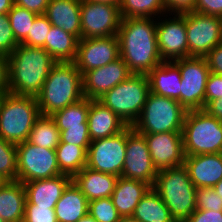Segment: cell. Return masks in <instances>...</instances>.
I'll use <instances>...</instances> for the list:
<instances>
[{
  "instance_id": "cell-34",
  "label": "cell",
  "mask_w": 222,
  "mask_h": 222,
  "mask_svg": "<svg viewBox=\"0 0 222 222\" xmlns=\"http://www.w3.org/2000/svg\"><path fill=\"white\" fill-rule=\"evenodd\" d=\"M7 15L14 36L21 43L28 36L37 14L14 4Z\"/></svg>"
},
{
  "instance_id": "cell-26",
  "label": "cell",
  "mask_w": 222,
  "mask_h": 222,
  "mask_svg": "<svg viewBox=\"0 0 222 222\" xmlns=\"http://www.w3.org/2000/svg\"><path fill=\"white\" fill-rule=\"evenodd\" d=\"M26 202L24 184L7 181L0 188V215L5 222H23Z\"/></svg>"
},
{
  "instance_id": "cell-13",
  "label": "cell",
  "mask_w": 222,
  "mask_h": 222,
  "mask_svg": "<svg viewBox=\"0 0 222 222\" xmlns=\"http://www.w3.org/2000/svg\"><path fill=\"white\" fill-rule=\"evenodd\" d=\"M81 39L117 35L121 15L119 6L81 0Z\"/></svg>"
},
{
  "instance_id": "cell-10",
  "label": "cell",
  "mask_w": 222,
  "mask_h": 222,
  "mask_svg": "<svg viewBox=\"0 0 222 222\" xmlns=\"http://www.w3.org/2000/svg\"><path fill=\"white\" fill-rule=\"evenodd\" d=\"M181 74L179 103L188 110L205 107V87L210 74L205 57L189 56L172 61Z\"/></svg>"
},
{
  "instance_id": "cell-9",
  "label": "cell",
  "mask_w": 222,
  "mask_h": 222,
  "mask_svg": "<svg viewBox=\"0 0 222 222\" xmlns=\"http://www.w3.org/2000/svg\"><path fill=\"white\" fill-rule=\"evenodd\" d=\"M16 150L18 181L26 183L63 174L59 169L54 149L42 148L26 140L17 144Z\"/></svg>"
},
{
  "instance_id": "cell-55",
  "label": "cell",
  "mask_w": 222,
  "mask_h": 222,
  "mask_svg": "<svg viewBox=\"0 0 222 222\" xmlns=\"http://www.w3.org/2000/svg\"><path fill=\"white\" fill-rule=\"evenodd\" d=\"M7 182L5 178L0 175V188Z\"/></svg>"
},
{
  "instance_id": "cell-32",
  "label": "cell",
  "mask_w": 222,
  "mask_h": 222,
  "mask_svg": "<svg viewBox=\"0 0 222 222\" xmlns=\"http://www.w3.org/2000/svg\"><path fill=\"white\" fill-rule=\"evenodd\" d=\"M27 141L42 148L55 150L60 144V131L54 119L41 115L33 125Z\"/></svg>"
},
{
  "instance_id": "cell-14",
  "label": "cell",
  "mask_w": 222,
  "mask_h": 222,
  "mask_svg": "<svg viewBox=\"0 0 222 222\" xmlns=\"http://www.w3.org/2000/svg\"><path fill=\"white\" fill-rule=\"evenodd\" d=\"M157 172L144 135L138 133L132 126H127L126 156L121 176L143 181L153 187Z\"/></svg>"
},
{
  "instance_id": "cell-23",
  "label": "cell",
  "mask_w": 222,
  "mask_h": 222,
  "mask_svg": "<svg viewBox=\"0 0 222 222\" xmlns=\"http://www.w3.org/2000/svg\"><path fill=\"white\" fill-rule=\"evenodd\" d=\"M118 178L116 175L84 167L72 177V181L90 202L96 199L111 197Z\"/></svg>"
},
{
  "instance_id": "cell-24",
  "label": "cell",
  "mask_w": 222,
  "mask_h": 222,
  "mask_svg": "<svg viewBox=\"0 0 222 222\" xmlns=\"http://www.w3.org/2000/svg\"><path fill=\"white\" fill-rule=\"evenodd\" d=\"M151 186L143 181L120 176L111 195L114 206L121 217L132 216L139 201Z\"/></svg>"
},
{
  "instance_id": "cell-11",
  "label": "cell",
  "mask_w": 222,
  "mask_h": 222,
  "mask_svg": "<svg viewBox=\"0 0 222 222\" xmlns=\"http://www.w3.org/2000/svg\"><path fill=\"white\" fill-rule=\"evenodd\" d=\"M127 127L120 133L91 141L86 167L120 177L126 156Z\"/></svg>"
},
{
  "instance_id": "cell-22",
  "label": "cell",
  "mask_w": 222,
  "mask_h": 222,
  "mask_svg": "<svg viewBox=\"0 0 222 222\" xmlns=\"http://www.w3.org/2000/svg\"><path fill=\"white\" fill-rule=\"evenodd\" d=\"M87 123L91 141L114 136L127 127L108 107L91 99Z\"/></svg>"
},
{
  "instance_id": "cell-44",
  "label": "cell",
  "mask_w": 222,
  "mask_h": 222,
  "mask_svg": "<svg viewBox=\"0 0 222 222\" xmlns=\"http://www.w3.org/2000/svg\"><path fill=\"white\" fill-rule=\"evenodd\" d=\"M184 222H222V210L196 209Z\"/></svg>"
},
{
  "instance_id": "cell-48",
  "label": "cell",
  "mask_w": 222,
  "mask_h": 222,
  "mask_svg": "<svg viewBox=\"0 0 222 222\" xmlns=\"http://www.w3.org/2000/svg\"><path fill=\"white\" fill-rule=\"evenodd\" d=\"M8 92V60L0 55V94Z\"/></svg>"
},
{
  "instance_id": "cell-3",
  "label": "cell",
  "mask_w": 222,
  "mask_h": 222,
  "mask_svg": "<svg viewBox=\"0 0 222 222\" xmlns=\"http://www.w3.org/2000/svg\"><path fill=\"white\" fill-rule=\"evenodd\" d=\"M83 98L82 74L73 61L56 62L36 96L40 113L46 116Z\"/></svg>"
},
{
  "instance_id": "cell-25",
  "label": "cell",
  "mask_w": 222,
  "mask_h": 222,
  "mask_svg": "<svg viewBox=\"0 0 222 222\" xmlns=\"http://www.w3.org/2000/svg\"><path fill=\"white\" fill-rule=\"evenodd\" d=\"M150 92L179 102L181 74L171 61H163L148 74Z\"/></svg>"
},
{
  "instance_id": "cell-18",
  "label": "cell",
  "mask_w": 222,
  "mask_h": 222,
  "mask_svg": "<svg viewBox=\"0 0 222 222\" xmlns=\"http://www.w3.org/2000/svg\"><path fill=\"white\" fill-rule=\"evenodd\" d=\"M131 74L121 57L105 66L85 72L82 75L84 98L97 100Z\"/></svg>"
},
{
  "instance_id": "cell-46",
  "label": "cell",
  "mask_w": 222,
  "mask_h": 222,
  "mask_svg": "<svg viewBox=\"0 0 222 222\" xmlns=\"http://www.w3.org/2000/svg\"><path fill=\"white\" fill-rule=\"evenodd\" d=\"M166 6L167 13H185L194 10L196 0H163Z\"/></svg>"
},
{
  "instance_id": "cell-16",
  "label": "cell",
  "mask_w": 222,
  "mask_h": 222,
  "mask_svg": "<svg viewBox=\"0 0 222 222\" xmlns=\"http://www.w3.org/2000/svg\"><path fill=\"white\" fill-rule=\"evenodd\" d=\"M157 46L163 61H175L188 57L186 12L175 13L173 19L156 23Z\"/></svg>"
},
{
  "instance_id": "cell-37",
  "label": "cell",
  "mask_w": 222,
  "mask_h": 222,
  "mask_svg": "<svg viewBox=\"0 0 222 222\" xmlns=\"http://www.w3.org/2000/svg\"><path fill=\"white\" fill-rule=\"evenodd\" d=\"M51 27L52 24L44 14L37 15L28 36L20 44L30 47H44Z\"/></svg>"
},
{
  "instance_id": "cell-54",
  "label": "cell",
  "mask_w": 222,
  "mask_h": 222,
  "mask_svg": "<svg viewBox=\"0 0 222 222\" xmlns=\"http://www.w3.org/2000/svg\"><path fill=\"white\" fill-rule=\"evenodd\" d=\"M119 222H140V221L132 216H127V217H121Z\"/></svg>"
},
{
  "instance_id": "cell-15",
  "label": "cell",
  "mask_w": 222,
  "mask_h": 222,
  "mask_svg": "<svg viewBox=\"0 0 222 222\" xmlns=\"http://www.w3.org/2000/svg\"><path fill=\"white\" fill-rule=\"evenodd\" d=\"M120 58L117 35L80 39L73 61L83 75L85 72L114 62Z\"/></svg>"
},
{
  "instance_id": "cell-7",
  "label": "cell",
  "mask_w": 222,
  "mask_h": 222,
  "mask_svg": "<svg viewBox=\"0 0 222 222\" xmlns=\"http://www.w3.org/2000/svg\"><path fill=\"white\" fill-rule=\"evenodd\" d=\"M149 93L148 76L131 74L97 100L114 112L127 126H132L140 116Z\"/></svg>"
},
{
  "instance_id": "cell-47",
  "label": "cell",
  "mask_w": 222,
  "mask_h": 222,
  "mask_svg": "<svg viewBox=\"0 0 222 222\" xmlns=\"http://www.w3.org/2000/svg\"><path fill=\"white\" fill-rule=\"evenodd\" d=\"M49 0H14V4L37 15L45 14Z\"/></svg>"
},
{
  "instance_id": "cell-8",
  "label": "cell",
  "mask_w": 222,
  "mask_h": 222,
  "mask_svg": "<svg viewBox=\"0 0 222 222\" xmlns=\"http://www.w3.org/2000/svg\"><path fill=\"white\" fill-rule=\"evenodd\" d=\"M186 113L177 100L150 92L132 128L140 134L182 132Z\"/></svg>"
},
{
  "instance_id": "cell-2",
  "label": "cell",
  "mask_w": 222,
  "mask_h": 222,
  "mask_svg": "<svg viewBox=\"0 0 222 222\" xmlns=\"http://www.w3.org/2000/svg\"><path fill=\"white\" fill-rule=\"evenodd\" d=\"M8 92L36 97L56 60L43 47L19 44L7 57Z\"/></svg>"
},
{
  "instance_id": "cell-53",
  "label": "cell",
  "mask_w": 222,
  "mask_h": 222,
  "mask_svg": "<svg viewBox=\"0 0 222 222\" xmlns=\"http://www.w3.org/2000/svg\"><path fill=\"white\" fill-rule=\"evenodd\" d=\"M216 194L222 198V179L213 187Z\"/></svg>"
},
{
  "instance_id": "cell-51",
  "label": "cell",
  "mask_w": 222,
  "mask_h": 222,
  "mask_svg": "<svg viewBox=\"0 0 222 222\" xmlns=\"http://www.w3.org/2000/svg\"><path fill=\"white\" fill-rule=\"evenodd\" d=\"M91 2H97V3H106V4H113L116 6H120L122 0H87Z\"/></svg>"
},
{
  "instance_id": "cell-20",
  "label": "cell",
  "mask_w": 222,
  "mask_h": 222,
  "mask_svg": "<svg viewBox=\"0 0 222 222\" xmlns=\"http://www.w3.org/2000/svg\"><path fill=\"white\" fill-rule=\"evenodd\" d=\"M71 181V176L61 174L49 179L23 183L26 193L25 203H31L38 207H55L64 189Z\"/></svg>"
},
{
  "instance_id": "cell-6",
  "label": "cell",
  "mask_w": 222,
  "mask_h": 222,
  "mask_svg": "<svg viewBox=\"0 0 222 222\" xmlns=\"http://www.w3.org/2000/svg\"><path fill=\"white\" fill-rule=\"evenodd\" d=\"M182 140L185 156L222 153V121L204 109L188 110Z\"/></svg>"
},
{
  "instance_id": "cell-4",
  "label": "cell",
  "mask_w": 222,
  "mask_h": 222,
  "mask_svg": "<svg viewBox=\"0 0 222 222\" xmlns=\"http://www.w3.org/2000/svg\"><path fill=\"white\" fill-rule=\"evenodd\" d=\"M152 188L161 197L176 222H184L196 210L197 188L184 164L159 170Z\"/></svg>"
},
{
  "instance_id": "cell-27",
  "label": "cell",
  "mask_w": 222,
  "mask_h": 222,
  "mask_svg": "<svg viewBox=\"0 0 222 222\" xmlns=\"http://www.w3.org/2000/svg\"><path fill=\"white\" fill-rule=\"evenodd\" d=\"M89 201L71 181L55 205L57 222H77L88 213Z\"/></svg>"
},
{
  "instance_id": "cell-52",
  "label": "cell",
  "mask_w": 222,
  "mask_h": 222,
  "mask_svg": "<svg viewBox=\"0 0 222 222\" xmlns=\"http://www.w3.org/2000/svg\"><path fill=\"white\" fill-rule=\"evenodd\" d=\"M77 222H98V221L94 219L89 213H87L85 216L80 218Z\"/></svg>"
},
{
  "instance_id": "cell-30",
  "label": "cell",
  "mask_w": 222,
  "mask_h": 222,
  "mask_svg": "<svg viewBox=\"0 0 222 222\" xmlns=\"http://www.w3.org/2000/svg\"><path fill=\"white\" fill-rule=\"evenodd\" d=\"M55 152L59 169L63 174L73 177L86 167L87 151L82 146L60 143Z\"/></svg>"
},
{
  "instance_id": "cell-17",
  "label": "cell",
  "mask_w": 222,
  "mask_h": 222,
  "mask_svg": "<svg viewBox=\"0 0 222 222\" xmlns=\"http://www.w3.org/2000/svg\"><path fill=\"white\" fill-rule=\"evenodd\" d=\"M154 167L159 170L184 164L182 132L143 134Z\"/></svg>"
},
{
  "instance_id": "cell-33",
  "label": "cell",
  "mask_w": 222,
  "mask_h": 222,
  "mask_svg": "<svg viewBox=\"0 0 222 222\" xmlns=\"http://www.w3.org/2000/svg\"><path fill=\"white\" fill-rule=\"evenodd\" d=\"M119 10L121 18H151L167 11L163 0H122Z\"/></svg>"
},
{
  "instance_id": "cell-31",
  "label": "cell",
  "mask_w": 222,
  "mask_h": 222,
  "mask_svg": "<svg viewBox=\"0 0 222 222\" xmlns=\"http://www.w3.org/2000/svg\"><path fill=\"white\" fill-rule=\"evenodd\" d=\"M90 99L83 98L80 101L68 105L51 115L56 122L60 132L67 130L68 127H88V113Z\"/></svg>"
},
{
  "instance_id": "cell-40",
  "label": "cell",
  "mask_w": 222,
  "mask_h": 222,
  "mask_svg": "<svg viewBox=\"0 0 222 222\" xmlns=\"http://www.w3.org/2000/svg\"><path fill=\"white\" fill-rule=\"evenodd\" d=\"M54 208L25 203L23 222H57Z\"/></svg>"
},
{
  "instance_id": "cell-12",
  "label": "cell",
  "mask_w": 222,
  "mask_h": 222,
  "mask_svg": "<svg viewBox=\"0 0 222 222\" xmlns=\"http://www.w3.org/2000/svg\"><path fill=\"white\" fill-rule=\"evenodd\" d=\"M188 57H205L222 42V18L194 11L186 12Z\"/></svg>"
},
{
  "instance_id": "cell-42",
  "label": "cell",
  "mask_w": 222,
  "mask_h": 222,
  "mask_svg": "<svg viewBox=\"0 0 222 222\" xmlns=\"http://www.w3.org/2000/svg\"><path fill=\"white\" fill-rule=\"evenodd\" d=\"M222 98V75L210 72L205 87V106L212 100Z\"/></svg>"
},
{
  "instance_id": "cell-36",
  "label": "cell",
  "mask_w": 222,
  "mask_h": 222,
  "mask_svg": "<svg viewBox=\"0 0 222 222\" xmlns=\"http://www.w3.org/2000/svg\"><path fill=\"white\" fill-rule=\"evenodd\" d=\"M88 213L98 222H119L121 218L111 197L90 201Z\"/></svg>"
},
{
  "instance_id": "cell-29",
  "label": "cell",
  "mask_w": 222,
  "mask_h": 222,
  "mask_svg": "<svg viewBox=\"0 0 222 222\" xmlns=\"http://www.w3.org/2000/svg\"><path fill=\"white\" fill-rule=\"evenodd\" d=\"M132 217L140 222H176L158 193L151 187L139 201Z\"/></svg>"
},
{
  "instance_id": "cell-49",
  "label": "cell",
  "mask_w": 222,
  "mask_h": 222,
  "mask_svg": "<svg viewBox=\"0 0 222 222\" xmlns=\"http://www.w3.org/2000/svg\"><path fill=\"white\" fill-rule=\"evenodd\" d=\"M203 109L209 115L222 121V98L210 101Z\"/></svg>"
},
{
  "instance_id": "cell-35",
  "label": "cell",
  "mask_w": 222,
  "mask_h": 222,
  "mask_svg": "<svg viewBox=\"0 0 222 222\" xmlns=\"http://www.w3.org/2000/svg\"><path fill=\"white\" fill-rule=\"evenodd\" d=\"M0 175L7 181L17 180L16 145L0 137Z\"/></svg>"
},
{
  "instance_id": "cell-5",
  "label": "cell",
  "mask_w": 222,
  "mask_h": 222,
  "mask_svg": "<svg viewBox=\"0 0 222 222\" xmlns=\"http://www.w3.org/2000/svg\"><path fill=\"white\" fill-rule=\"evenodd\" d=\"M40 116L36 97L4 93L0 102V137L15 145L28 140Z\"/></svg>"
},
{
  "instance_id": "cell-39",
  "label": "cell",
  "mask_w": 222,
  "mask_h": 222,
  "mask_svg": "<svg viewBox=\"0 0 222 222\" xmlns=\"http://www.w3.org/2000/svg\"><path fill=\"white\" fill-rule=\"evenodd\" d=\"M60 143L82 146L87 151L91 143L88 127H68L60 132Z\"/></svg>"
},
{
  "instance_id": "cell-38",
  "label": "cell",
  "mask_w": 222,
  "mask_h": 222,
  "mask_svg": "<svg viewBox=\"0 0 222 222\" xmlns=\"http://www.w3.org/2000/svg\"><path fill=\"white\" fill-rule=\"evenodd\" d=\"M20 43L11 29L7 14H0V55L8 57Z\"/></svg>"
},
{
  "instance_id": "cell-41",
  "label": "cell",
  "mask_w": 222,
  "mask_h": 222,
  "mask_svg": "<svg viewBox=\"0 0 222 222\" xmlns=\"http://www.w3.org/2000/svg\"><path fill=\"white\" fill-rule=\"evenodd\" d=\"M196 209L222 210V198L213 188L196 189Z\"/></svg>"
},
{
  "instance_id": "cell-28",
  "label": "cell",
  "mask_w": 222,
  "mask_h": 222,
  "mask_svg": "<svg viewBox=\"0 0 222 222\" xmlns=\"http://www.w3.org/2000/svg\"><path fill=\"white\" fill-rule=\"evenodd\" d=\"M79 39L61 28L52 26L43 47L56 62L74 61Z\"/></svg>"
},
{
  "instance_id": "cell-19",
  "label": "cell",
  "mask_w": 222,
  "mask_h": 222,
  "mask_svg": "<svg viewBox=\"0 0 222 222\" xmlns=\"http://www.w3.org/2000/svg\"><path fill=\"white\" fill-rule=\"evenodd\" d=\"M184 165L196 188H213L222 179V153L185 156Z\"/></svg>"
},
{
  "instance_id": "cell-56",
  "label": "cell",
  "mask_w": 222,
  "mask_h": 222,
  "mask_svg": "<svg viewBox=\"0 0 222 222\" xmlns=\"http://www.w3.org/2000/svg\"><path fill=\"white\" fill-rule=\"evenodd\" d=\"M0 222H5V221L2 219L1 215H0Z\"/></svg>"
},
{
  "instance_id": "cell-50",
  "label": "cell",
  "mask_w": 222,
  "mask_h": 222,
  "mask_svg": "<svg viewBox=\"0 0 222 222\" xmlns=\"http://www.w3.org/2000/svg\"><path fill=\"white\" fill-rule=\"evenodd\" d=\"M14 5V0H0V14H7Z\"/></svg>"
},
{
  "instance_id": "cell-43",
  "label": "cell",
  "mask_w": 222,
  "mask_h": 222,
  "mask_svg": "<svg viewBox=\"0 0 222 222\" xmlns=\"http://www.w3.org/2000/svg\"><path fill=\"white\" fill-rule=\"evenodd\" d=\"M193 11L222 18V0H196Z\"/></svg>"
},
{
  "instance_id": "cell-45",
  "label": "cell",
  "mask_w": 222,
  "mask_h": 222,
  "mask_svg": "<svg viewBox=\"0 0 222 222\" xmlns=\"http://www.w3.org/2000/svg\"><path fill=\"white\" fill-rule=\"evenodd\" d=\"M205 60L210 72L222 75V42L205 56Z\"/></svg>"
},
{
  "instance_id": "cell-21",
  "label": "cell",
  "mask_w": 222,
  "mask_h": 222,
  "mask_svg": "<svg viewBox=\"0 0 222 222\" xmlns=\"http://www.w3.org/2000/svg\"><path fill=\"white\" fill-rule=\"evenodd\" d=\"M81 0H49L45 16L52 24L81 39Z\"/></svg>"
},
{
  "instance_id": "cell-1",
  "label": "cell",
  "mask_w": 222,
  "mask_h": 222,
  "mask_svg": "<svg viewBox=\"0 0 222 222\" xmlns=\"http://www.w3.org/2000/svg\"><path fill=\"white\" fill-rule=\"evenodd\" d=\"M157 21L152 18H122L117 33L120 57L132 74L147 75L163 62L160 57Z\"/></svg>"
}]
</instances>
